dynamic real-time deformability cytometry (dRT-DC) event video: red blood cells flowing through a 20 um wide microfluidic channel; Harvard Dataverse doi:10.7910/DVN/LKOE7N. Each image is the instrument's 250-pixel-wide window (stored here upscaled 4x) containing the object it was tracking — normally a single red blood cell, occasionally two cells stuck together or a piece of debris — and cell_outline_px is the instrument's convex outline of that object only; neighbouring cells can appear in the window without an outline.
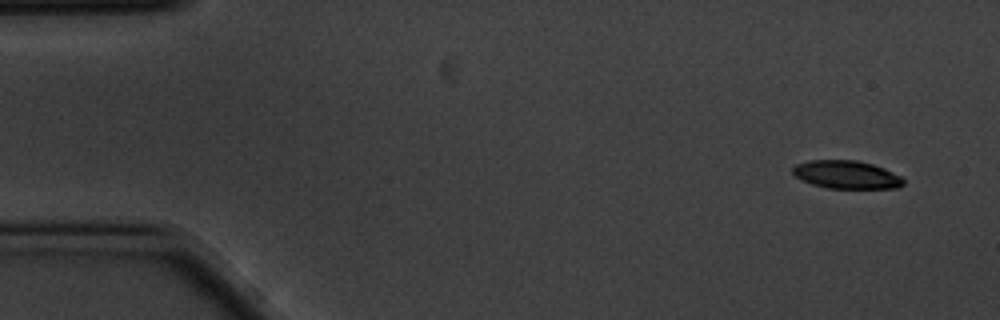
{"species": "common noctule bat (a hibernating species)", "species_latin": "Nyctalus noctula", "temperature_condition": "cold", "stored_images_in_passage": 10, "camera_frame_rate_fps": 3000, "um_per_image_px": 0.085, "animal": {"sex": "male", "body_mass_g": 20.1, "forearm_length_mm": 53.5}, "frame": {"image": 1, "passage_image": 1, "time_ms": 0.0, "image_size_px": [1000, 320], "cell_outline_px": [[904, 184], [900, 188], [828, 188], [812, 184], [800, 180], [792, 172], [792, 168], [796, 164], [808, 160], [856, 160], [872, 164], [884, 168], [900, 176], [904, 180]], "centroid_in_image_um": [71.94, 14.84], "position_along_channel_um": 13.1, "area_um2": 18.15}}
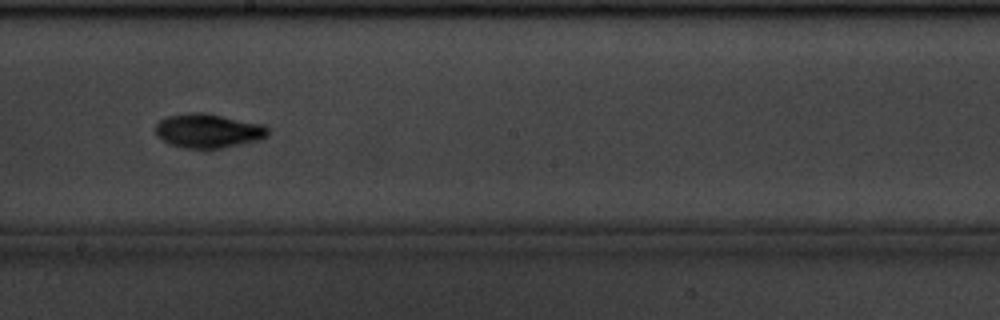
{"frame": {"image": 2, "passage_image": 9, "time_ms": 2.667, "image_size_px": [1000, 320], "cell_outline_px": [[268, 136], [260, 140], [220, 148], [180, 148], [168, 144], [156, 136], [156, 124], [160, 120], [168, 116], [192, 112], [200, 112], [264, 124], [268, 128]], "centroid_in_image_um": [17.68, 11.13], "position_along_channel_um": 230.5, "area_um2": 22.37}}
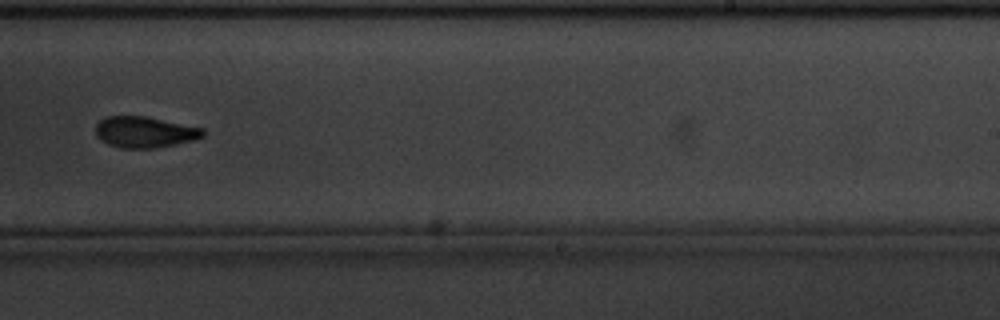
{"frame": {"image": 3, "passage_image": 10, "time_ms": 3.0, "image_size_px": [1000, 320], "cell_outline_px": [[204, 136], [196, 140], [156, 148], [120, 148], [108, 144], [100, 140], [96, 136], [96, 124], [100, 120], [108, 116], [144, 116], [204, 128]], "centroid_in_image_um": [12.3, 11.23], "position_along_channel_um": 276.7, "area_um2": 19.54}}